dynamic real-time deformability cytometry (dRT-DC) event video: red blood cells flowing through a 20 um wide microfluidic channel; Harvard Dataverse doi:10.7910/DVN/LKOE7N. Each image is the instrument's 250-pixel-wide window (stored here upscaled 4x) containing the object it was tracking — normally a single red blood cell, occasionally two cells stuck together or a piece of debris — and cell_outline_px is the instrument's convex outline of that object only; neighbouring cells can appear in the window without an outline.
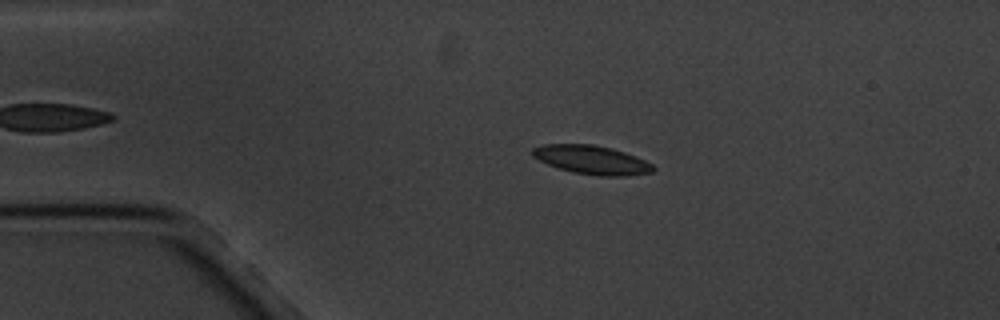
{"species": "common noctule bat (a hibernating species)", "species_latin": "Nyctalus noctula", "temperature_condition": "cold", "stored_images_in_passage": 5, "camera_frame_rate_fps": 3000, "um_per_image_px": 0.085, "animal": {"sex": "male", "body_mass_g": 20.1, "forearm_length_mm": 53.5}, "frame": {"image": 1, "passage_image": 3, "time_ms": 2.333, "image_size_px": [1000, 320], "cell_outline_px": [[656, 168], [652, 172], [628, 176], [600, 176], [572, 172], [548, 164], [532, 156], [532, 148], [544, 144], [592, 144], [612, 148], [636, 156], [652, 164]], "centroid_in_image_um": [50.32, 13.59], "position_along_channel_um": 34.7, "area_um2": 20.17}}
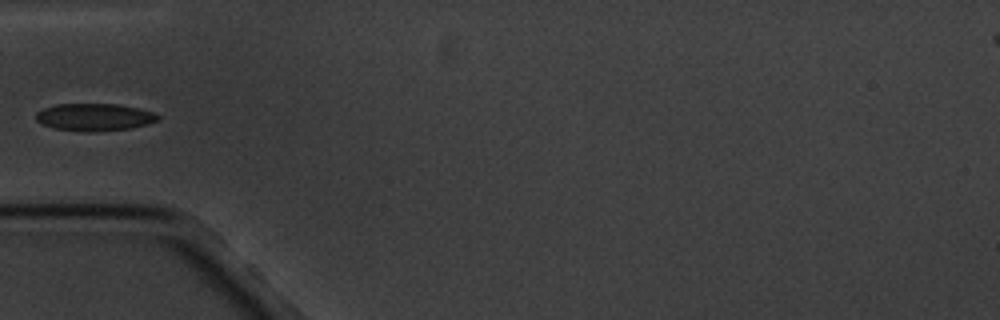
{"frame": {"image": 2, "passage_image": 5, "time_ms": 4.667, "image_size_px": [1000, 320], "cell_outline_px": [[160, 120], [148, 124], [132, 128], [96, 132], [88, 132], [52, 128], [40, 124], [36, 120], [36, 112], [44, 108], [56, 104], [120, 104], [140, 108], [152, 112], [160, 116]], "centroid_in_image_um": [8.04, 9.96], "position_along_channel_um": 77.0, "area_um2": 19.77}}